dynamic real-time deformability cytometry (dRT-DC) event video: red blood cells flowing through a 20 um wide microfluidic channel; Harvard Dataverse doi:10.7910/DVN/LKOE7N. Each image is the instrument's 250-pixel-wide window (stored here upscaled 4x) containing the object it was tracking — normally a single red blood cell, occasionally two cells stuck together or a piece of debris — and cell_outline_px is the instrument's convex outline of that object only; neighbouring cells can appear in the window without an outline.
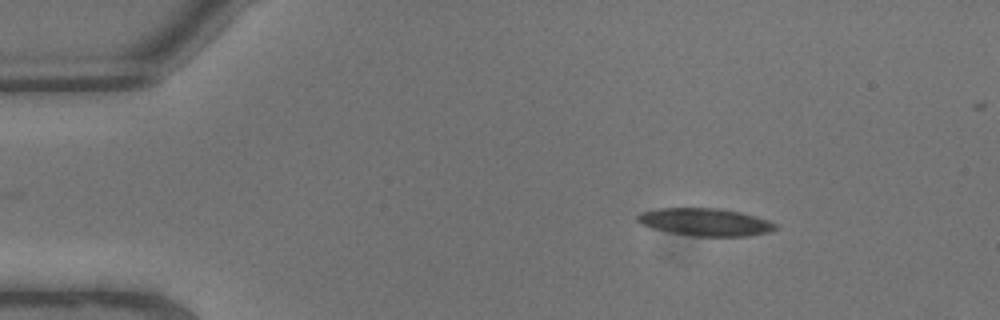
{"species": "common noctule bat (a hibernating species)", "species_latin": "Nyctalus noctula", "temperature_condition": "warm", "stored_images_in_passage": 5, "camera_frame_rate_fps": 3000, "um_per_image_px": 0.085, "animal": {"sex": "male", "body_mass_g": 13.3}, "frame": {"image": 1, "passage_image": 1, "time_ms": 0.0, "image_size_px": [1000, 320], "cell_outline_px": [[780, 228], [768, 232], [748, 236], [696, 236], [668, 232], [652, 228], [640, 224], [636, 220], [636, 216], [640, 212], [660, 208], [720, 208], [740, 212], [756, 216], [768, 220], [776, 224]], "centroid_in_image_um": [59.94, 18.87], "position_along_channel_um": 25.1, "area_um2": 22.31}}
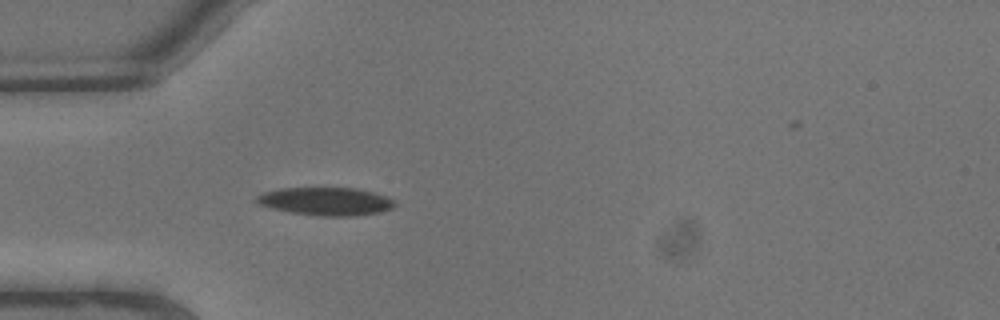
{"frame": {"image": 2, "passage_image": 4, "time_ms": 1.0, "image_size_px": [1000, 320], "cell_outline_px": [[396, 204], [392, 208], [380, 212], [356, 216], [316, 216], [288, 212], [272, 208], [260, 204], [256, 200], [256, 196], [264, 192], [280, 188], [356, 188], [388, 196], [396, 200]], "centroid_in_image_um": [27.74, 17.12], "position_along_channel_um": 57.3, "area_um2": 22.72}}